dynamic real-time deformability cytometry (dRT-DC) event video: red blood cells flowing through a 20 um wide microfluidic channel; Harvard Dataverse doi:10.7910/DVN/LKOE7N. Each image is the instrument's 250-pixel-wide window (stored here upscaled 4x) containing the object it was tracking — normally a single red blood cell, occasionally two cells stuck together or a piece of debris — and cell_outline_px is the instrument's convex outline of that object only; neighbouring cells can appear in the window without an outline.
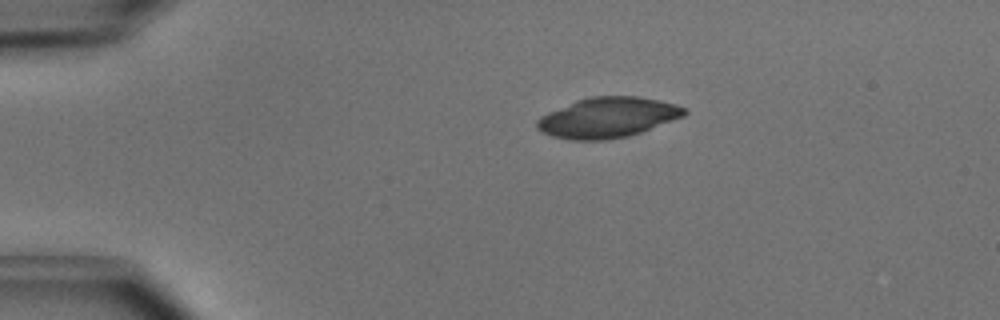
{"species": "common noctule bat (a hibernating species)", "species_latin": "Nyctalus noctula", "temperature_condition": "cold", "stored_images_in_passage": 2, "camera_frame_rate_fps": 3000, "um_per_image_px": 0.085, "animal": {"sex": "male", "body_mass_g": 15.6}, "frame": {"image": 1, "passage_image": 1, "time_ms": 0.0, "image_size_px": [1000, 320], "cell_outline_px": [[688, 112], [684, 116], [640, 132], [628, 136], [604, 140], [572, 140], [552, 136], [536, 128], [536, 120], [540, 116], [548, 112], [576, 100], [592, 96], [640, 96], [660, 100], [676, 104], [688, 108]], "centroid_in_image_um": [51.67, 9.98], "position_along_channel_um": 33.3, "area_um2": 34.62}}